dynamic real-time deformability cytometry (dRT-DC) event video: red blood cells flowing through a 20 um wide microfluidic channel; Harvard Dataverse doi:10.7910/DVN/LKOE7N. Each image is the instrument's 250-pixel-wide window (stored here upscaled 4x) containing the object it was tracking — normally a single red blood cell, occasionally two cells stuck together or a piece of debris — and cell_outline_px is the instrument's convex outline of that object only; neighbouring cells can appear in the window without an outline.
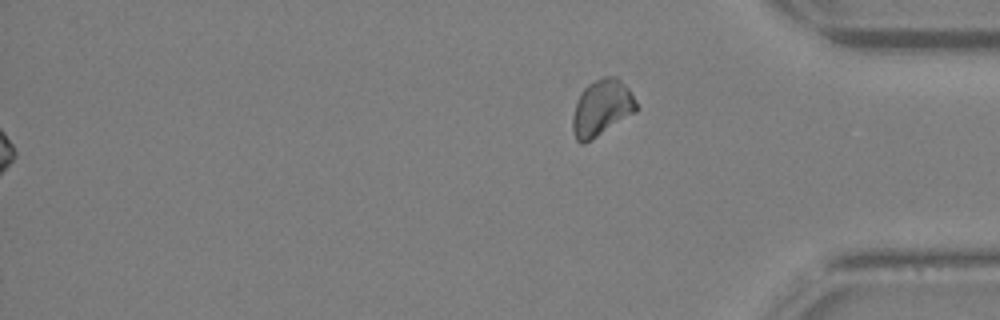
{"species": "Egyptian fruit bat (a non-hibernating species)", "species_latin": "Rousettus aegyptiacus", "temperature_condition": "warm", "stored_images_in_passage": 31, "camera_frame_rate_fps": 3000, "um_per_image_px": 0.085, "animal": {"sex": "female"}, "frame": {"image": 1, "passage_image": 31, "time_ms": 10.0, "image_size_px": [1000, 320], "cell_outline_px": [[640, 108], [636, 112], [584, 144], [580, 144], [576, 140], [572, 132], [572, 116], [576, 104], [584, 88], [588, 84], [604, 76], [616, 76], [628, 88], [636, 100]], "centroid_in_image_um": [51.15, 9.18], "position_along_channel_um": 384.0, "area_um2": 20.87}}